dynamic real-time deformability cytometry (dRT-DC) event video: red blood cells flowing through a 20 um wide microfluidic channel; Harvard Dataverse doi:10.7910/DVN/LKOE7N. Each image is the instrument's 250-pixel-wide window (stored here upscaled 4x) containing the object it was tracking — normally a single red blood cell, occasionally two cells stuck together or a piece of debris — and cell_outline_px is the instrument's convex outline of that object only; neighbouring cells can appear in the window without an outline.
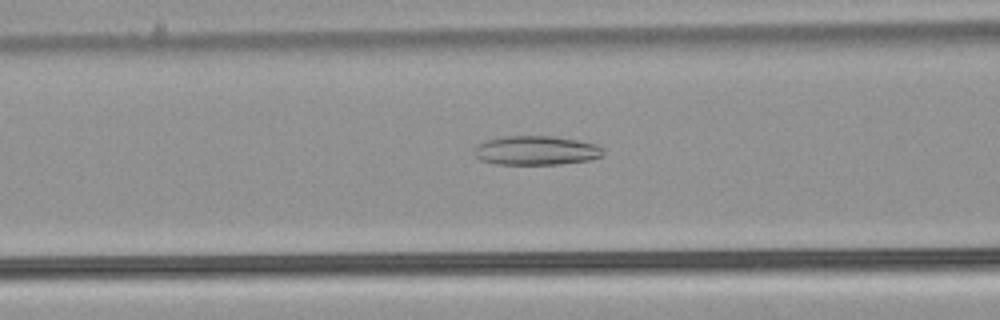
{"species": "common noctule bat (a hibernating species)", "species_latin": "Nyctalus noctula", "temperature_condition": "warm", "stored_images_in_passage": 50, "camera_frame_rate_fps": 3000, "um_per_image_px": 0.085, "animal": {"sex": "male", "body_mass_g": 21.5, "forearm_length_mm": 52.0}, "frame": {"image": 1, "passage_image": 22, "time_ms": 7.0, "image_size_px": [1000, 320], "cell_outline_px": [[604, 156], [588, 160], [560, 164], [496, 164], [480, 160], [476, 156], [476, 144], [484, 140], [504, 136], [552, 136], [576, 140], [596, 144], [604, 152]], "centroid_in_image_um": [45.55, 12.79], "position_along_channel_um": 121.0, "area_um2": 21.85}}
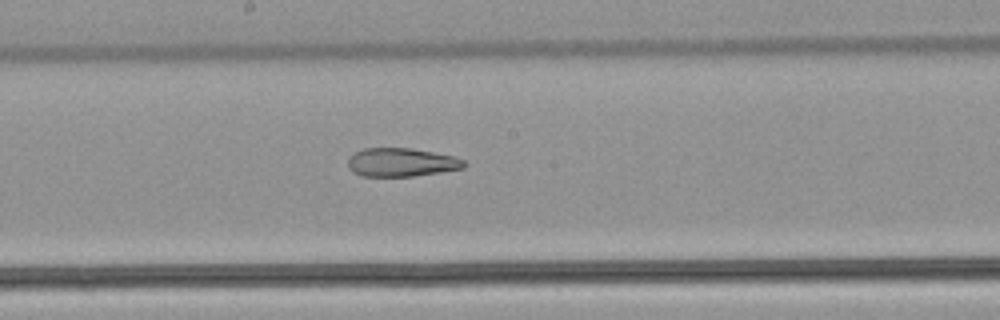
{"frame": {"image": 2, "passage_image": 29, "time_ms": 9.333, "image_size_px": [1000, 320], "cell_outline_px": [[468, 164], [464, 168], [440, 172], [412, 176], [364, 176], [352, 172], [348, 168], [348, 160], [356, 152], [364, 148], [412, 148], [452, 156], [464, 160]], "centroid_in_image_um": [34.13, 13.8], "position_along_channel_um": 214.1, "area_um2": 19.19}}
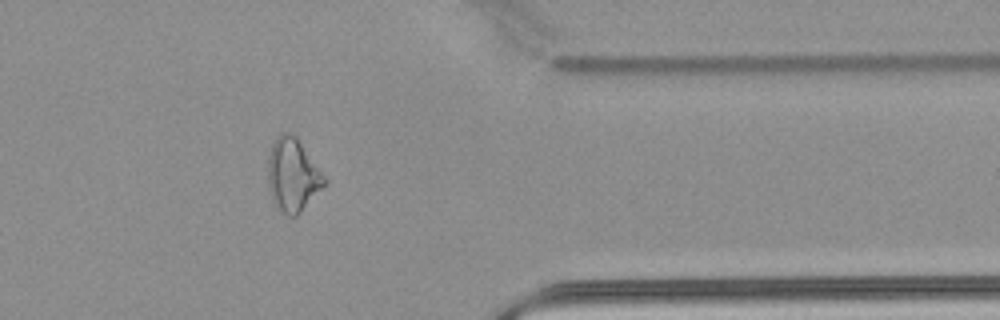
{"frame": {"image": 3, "passage_image": 43, "time_ms": 14.0, "image_size_px": [1000, 320], "cell_outline_px": [[328, 180], [300, 212], [296, 216], [288, 216], [276, 208], [272, 200], [268, 184], [268, 152], [276, 136], [280, 132], [292, 132], [296, 136]], "centroid_in_image_um": [24.85, 14.84], "position_along_channel_um": 386.6, "area_um2": 24.1}}